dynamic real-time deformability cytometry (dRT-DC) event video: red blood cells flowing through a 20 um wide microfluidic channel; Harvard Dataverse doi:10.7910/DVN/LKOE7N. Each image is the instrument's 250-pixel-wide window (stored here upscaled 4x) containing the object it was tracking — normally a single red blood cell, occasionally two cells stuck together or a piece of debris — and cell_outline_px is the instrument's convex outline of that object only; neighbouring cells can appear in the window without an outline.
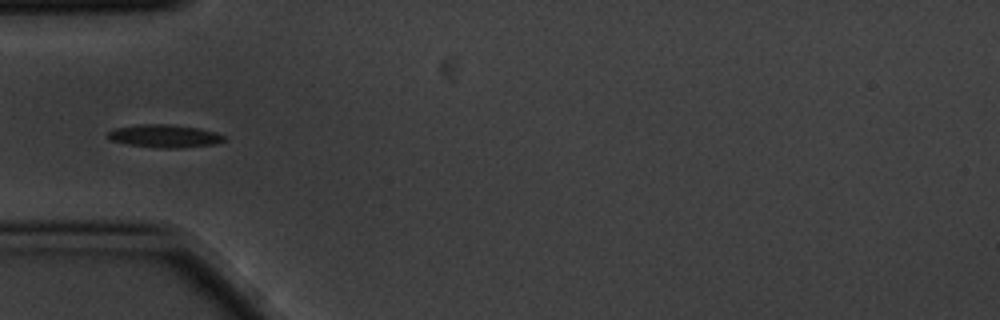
{"species": "common noctule bat (a hibernating species)", "species_latin": "Nyctalus noctula", "temperature_condition": "cold", "stored_images_in_passage": 15, "camera_frame_rate_fps": 3000, "um_per_image_px": 0.085, "animal": {"sex": "male", "body_mass_g": 20.1, "forearm_length_mm": 53.5}, "frame": {"image": 1, "passage_image": 5, "time_ms": 1.333, "image_size_px": [1000, 320], "cell_outline_px": [[228, 140], [216, 144], [180, 148], [156, 148], [128, 144], [112, 140], [104, 136], [108, 132], [116, 128], [136, 124], [168, 124], [196, 128], [216, 132], [224, 136]], "centroid_in_image_um": [13.99, 11.57], "position_along_channel_um": 71.0, "area_um2": 15.61}}
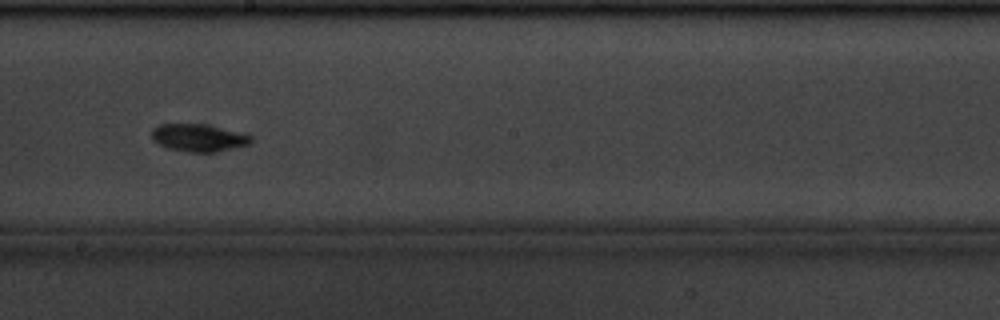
{"frame": {"image": 2, "passage_image": 9, "time_ms": 2.667, "image_size_px": [1000, 320], "cell_outline_px": [[252, 140], [248, 144], [216, 152], [184, 152], [168, 148], [152, 140], [152, 128], [160, 124], [200, 124], [240, 132], [252, 136]], "centroid_in_image_um": [16.84, 11.72], "position_along_channel_um": 231.4, "area_um2": 15.72}}
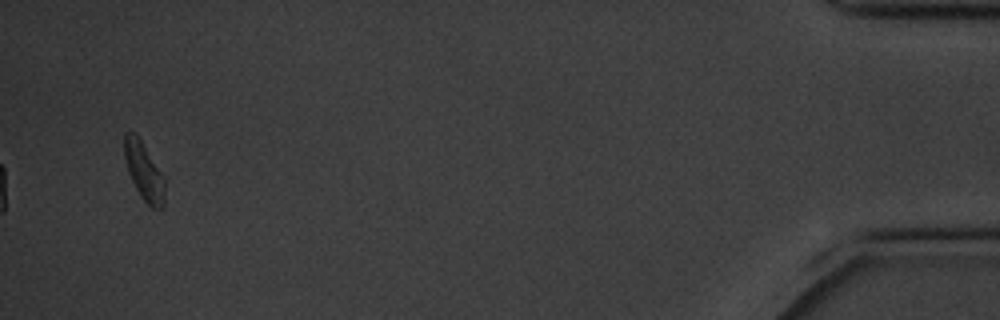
{"frame": {"image": 3, "passage_image": 15, "time_ms": 4.667, "image_size_px": [1000, 320], "cell_outline_px": [[164, 204], [160, 208], [152, 208], [140, 196], [128, 172], [124, 156], [124, 132], [136, 132], [164, 176]], "centroid_in_image_um": [12.22, 14.52], "position_along_channel_um": 423.0, "area_um2": 13.58}}